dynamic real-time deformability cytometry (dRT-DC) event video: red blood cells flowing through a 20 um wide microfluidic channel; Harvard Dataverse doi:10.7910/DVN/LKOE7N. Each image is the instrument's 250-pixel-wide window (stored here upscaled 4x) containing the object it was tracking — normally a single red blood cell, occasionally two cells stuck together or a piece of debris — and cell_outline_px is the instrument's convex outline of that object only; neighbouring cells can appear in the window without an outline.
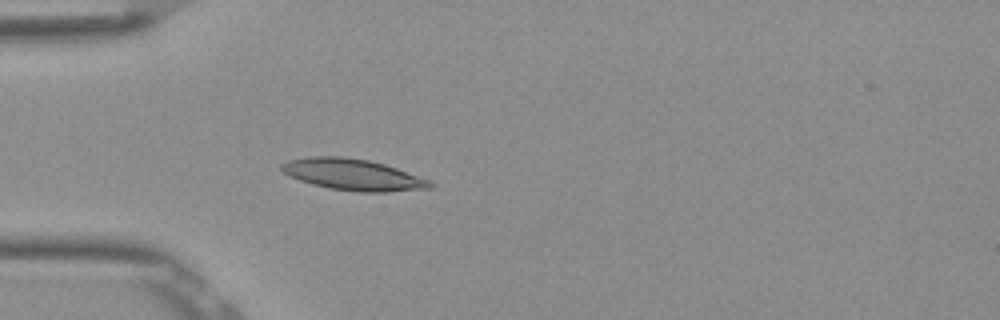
{"species": "Egyptian fruit bat (a non-hibernating species)", "species_latin": "Rousettus aegyptiacus", "temperature_condition": "room temperature", "stored_images_in_passage": 4, "camera_frame_rate_fps": 3000, "um_per_image_px": 0.085, "frame": {"image": 1, "passage_image": 4, "time_ms": 1.0, "image_size_px": [1000, 320], "cell_outline_px": [[436, 184], [432, 188], [388, 192], [360, 192], [328, 188], [312, 184], [300, 180], [284, 172], [280, 168], [280, 164], [288, 160], [308, 156], [344, 156], [368, 160], [384, 164], [396, 168], [428, 180]], "centroid_in_image_um": [29.99, 14.84], "position_along_channel_um": 55.0, "area_um2": 27.05}}